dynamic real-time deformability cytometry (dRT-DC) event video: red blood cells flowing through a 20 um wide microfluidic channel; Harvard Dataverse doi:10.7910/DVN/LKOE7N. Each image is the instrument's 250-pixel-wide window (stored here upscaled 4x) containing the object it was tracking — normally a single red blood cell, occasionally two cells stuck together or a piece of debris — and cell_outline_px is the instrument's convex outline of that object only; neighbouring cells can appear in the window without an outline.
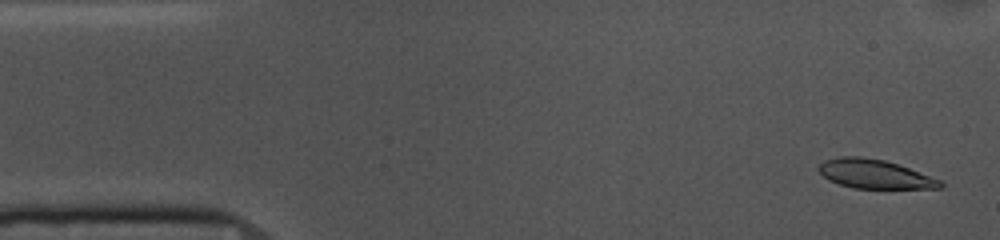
{"species": "common noctule bat (a hibernating species)", "species_latin": "Nyctalus noctula", "temperature_condition": "cold", "stored_images_in_passage": 53, "camera_frame_rate_fps": 3000, "um_per_image_px": 0.085, "animal": {"sex": "female", "body_mass_g": 10.0, "forearm_length_mm": 53.1}, "frame": {"image": 1, "passage_image": 2, "time_ms": 0.333, "image_size_px": [1000, 240], "cell_outline_px": [[944, 184], [940, 188], [852, 188], [828, 180], [816, 168], [824, 160], [840, 156], [860, 156], [884, 160], [908, 168], [940, 180]], "centroid_in_image_um": [74.29, 14.79], "position_along_channel_um": 10.7, "area_um2": 20.29}}
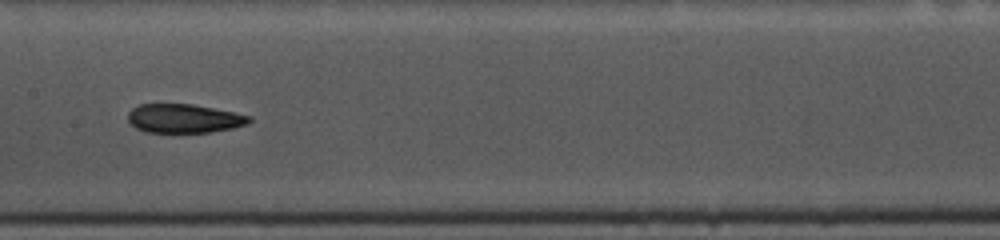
{"frame": {"image": 2, "passage_image": 25, "time_ms": 8.0, "image_size_px": [1000, 240], "cell_outline_px": [[252, 120], [248, 124], [232, 128], [212, 132], [144, 132], [136, 128], [128, 120], [128, 112], [132, 108], [140, 104], [192, 104], [236, 112], [252, 116]], "centroid_in_image_um": [15.67, 10.06], "position_along_channel_um": 191.7, "area_um2": 20.52}}
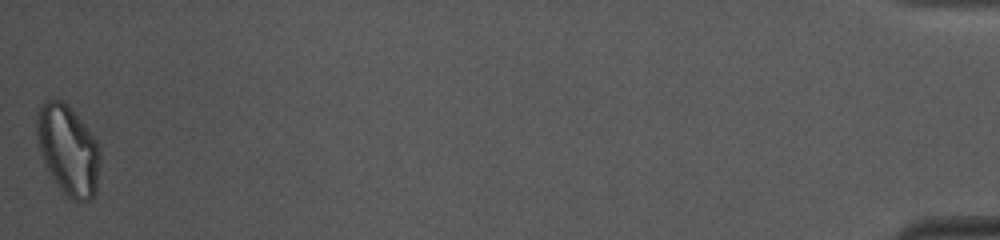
{"frame": {"image": 3, "passage_image": 53, "time_ms": 17.333, "image_size_px": [1000, 240], "cell_outline_px": [[100, 164], [96, 192], [92, 200], [72, 200], [64, 196], [56, 184], [40, 152], [36, 136], [36, 120], [40, 104], [44, 100], [60, 100], [84, 124], [96, 140], [100, 148]], "centroid_in_image_um": [5.79, 12.79], "position_along_channel_um": 429.4, "area_um2": 32.95}, "authors_computed_cell_mechanics": {"area_um2": 21.5594, "velocity_mm_per_s": 3.6436, "shape_relaxation_time_tau1_ms": null, "shape_relaxation_time_tau2_ms": 5.1911, "deformation_change_tau1": null, "deformation_change_tau2": 0.1191}}